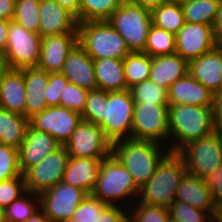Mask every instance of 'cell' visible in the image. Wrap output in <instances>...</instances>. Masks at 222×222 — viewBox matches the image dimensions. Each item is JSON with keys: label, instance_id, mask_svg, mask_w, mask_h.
<instances>
[{"label": "cell", "instance_id": "f6af8a7d", "mask_svg": "<svg viewBox=\"0 0 222 222\" xmlns=\"http://www.w3.org/2000/svg\"><path fill=\"white\" fill-rule=\"evenodd\" d=\"M96 222H129V209L117 205H107L102 213H98Z\"/></svg>", "mask_w": 222, "mask_h": 222}, {"label": "cell", "instance_id": "ffe728a7", "mask_svg": "<svg viewBox=\"0 0 222 222\" xmlns=\"http://www.w3.org/2000/svg\"><path fill=\"white\" fill-rule=\"evenodd\" d=\"M189 74L211 92H219L222 88V46L189 62Z\"/></svg>", "mask_w": 222, "mask_h": 222}, {"label": "cell", "instance_id": "9f6ffc18", "mask_svg": "<svg viewBox=\"0 0 222 222\" xmlns=\"http://www.w3.org/2000/svg\"><path fill=\"white\" fill-rule=\"evenodd\" d=\"M214 222H222V204L216 207Z\"/></svg>", "mask_w": 222, "mask_h": 222}, {"label": "cell", "instance_id": "1f68e13d", "mask_svg": "<svg viewBox=\"0 0 222 222\" xmlns=\"http://www.w3.org/2000/svg\"><path fill=\"white\" fill-rule=\"evenodd\" d=\"M127 0H80V23L108 21Z\"/></svg>", "mask_w": 222, "mask_h": 222}, {"label": "cell", "instance_id": "94428289", "mask_svg": "<svg viewBox=\"0 0 222 222\" xmlns=\"http://www.w3.org/2000/svg\"><path fill=\"white\" fill-rule=\"evenodd\" d=\"M63 222H76V221H73V220L71 219V220H66V221H63Z\"/></svg>", "mask_w": 222, "mask_h": 222}, {"label": "cell", "instance_id": "db71d44e", "mask_svg": "<svg viewBox=\"0 0 222 222\" xmlns=\"http://www.w3.org/2000/svg\"><path fill=\"white\" fill-rule=\"evenodd\" d=\"M25 222H50V219L41 210H39Z\"/></svg>", "mask_w": 222, "mask_h": 222}, {"label": "cell", "instance_id": "7bdbcfd3", "mask_svg": "<svg viewBox=\"0 0 222 222\" xmlns=\"http://www.w3.org/2000/svg\"><path fill=\"white\" fill-rule=\"evenodd\" d=\"M103 90H92L88 92L86 105L81 113L82 120L102 125Z\"/></svg>", "mask_w": 222, "mask_h": 222}, {"label": "cell", "instance_id": "7c38bea8", "mask_svg": "<svg viewBox=\"0 0 222 222\" xmlns=\"http://www.w3.org/2000/svg\"><path fill=\"white\" fill-rule=\"evenodd\" d=\"M86 196L87 193L84 190L62 181L39 194L40 210L50 219V222L71 220Z\"/></svg>", "mask_w": 222, "mask_h": 222}, {"label": "cell", "instance_id": "d590c367", "mask_svg": "<svg viewBox=\"0 0 222 222\" xmlns=\"http://www.w3.org/2000/svg\"><path fill=\"white\" fill-rule=\"evenodd\" d=\"M39 6L40 0H16L13 20L27 31L38 34Z\"/></svg>", "mask_w": 222, "mask_h": 222}, {"label": "cell", "instance_id": "277c9868", "mask_svg": "<svg viewBox=\"0 0 222 222\" xmlns=\"http://www.w3.org/2000/svg\"><path fill=\"white\" fill-rule=\"evenodd\" d=\"M187 173L183 159L177 152H168L158 163L155 173L140 188L138 201L169 208L175 201L176 190Z\"/></svg>", "mask_w": 222, "mask_h": 222}, {"label": "cell", "instance_id": "5b68a950", "mask_svg": "<svg viewBox=\"0 0 222 222\" xmlns=\"http://www.w3.org/2000/svg\"><path fill=\"white\" fill-rule=\"evenodd\" d=\"M78 43L93 59H124L129 53L125 40L108 21L78 23Z\"/></svg>", "mask_w": 222, "mask_h": 222}, {"label": "cell", "instance_id": "ba28073f", "mask_svg": "<svg viewBox=\"0 0 222 222\" xmlns=\"http://www.w3.org/2000/svg\"><path fill=\"white\" fill-rule=\"evenodd\" d=\"M177 153L187 173L207 180L222 164V136L216 132L188 142Z\"/></svg>", "mask_w": 222, "mask_h": 222}, {"label": "cell", "instance_id": "4fadbf2b", "mask_svg": "<svg viewBox=\"0 0 222 222\" xmlns=\"http://www.w3.org/2000/svg\"><path fill=\"white\" fill-rule=\"evenodd\" d=\"M69 158L66 147L62 145L38 165L31 167L24 174L26 191L39 195L62 182Z\"/></svg>", "mask_w": 222, "mask_h": 222}, {"label": "cell", "instance_id": "f5cc1de1", "mask_svg": "<svg viewBox=\"0 0 222 222\" xmlns=\"http://www.w3.org/2000/svg\"><path fill=\"white\" fill-rule=\"evenodd\" d=\"M129 1L134 4L140 5L144 8H147L149 10H152L155 7H159L169 2V0H129Z\"/></svg>", "mask_w": 222, "mask_h": 222}, {"label": "cell", "instance_id": "8d00e7d4", "mask_svg": "<svg viewBox=\"0 0 222 222\" xmlns=\"http://www.w3.org/2000/svg\"><path fill=\"white\" fill-rule=\"evenodd\" d=\"M169 219L168 208L153 206L135 201L129 207V222H167Z\"/></svg>", "mask_w": 222, "mask_h": 222}, {"label": "cell", "instance_id": "2e32d148", "mask_svg": "<svg viewBox=\"0 0 222 222\" xmlns=\"http://www.w3.org/2000/svg\"><path fill=\"white\" fill-rule=\"evenodd\" d=\"M62 145L46 132L28 125L23 144L19 148V167L24 175L31 167L38 165L50 153Z\"/></svg>", "mask_w": 222, "mask_h": 222}, {"label": "cell", "instance_id": "ee69618b", "mask_svg": "<svg viewBox=\"0 0 222 222\" xmlns=\"http://www.w3.org/2000/svg\"><path fill=\"white\" fill-rule=\"evenodd\" d=\"M69 80L61 73H49L48 86L45 90L47 107L59 106L61 93Z\"/></svg>", "mask_w": 222, "mask_h": 222}, {"label": "cell", "instance_id": "b9f144b4", "mask_svg": "<svg viewBox=\"0 0 222 222\" xmlns=\"http://www.w3.org/2000/svg\"><path fill=\"white\" fill-rule=\"evenodd\" d=\"M26 192L24 175L0 182V208L5 209Z\"/></svg>", "mask_w": 222, "mask_h": 222}, {"label": "cell", "instance_id": "e575fe53", "mask_svg": "<svg viewBox=\"0 0 222 222\" xmlns=\"http://www.w3.org/2000/svg\"><path fill=\"white\" fill-rule=\"evenodd\" d=\"M144 53L150 57L175 53V35L152 24L148 32Z\"/></svg>", "mask_w": 222, "mask_h": 222}, {"label": "cell", "instance_id": "5bb4252c", "mask_svg": "<svg viewBox=\"0 0 222 222\" xmlns=\"http://www.w3.org/2000/svg\"><path fill=\"white\" fill-rule=\"evenodd\" d=\"M82 115L74 110L61 106L47 107L44 111L29 119V125L43 131L64 145L76 130Z\"/></svg>", "mask_w": 222, "mask_h": 222}, {"label": "cell", "instance_id": "836d02e7", "mask_svg": "<svg viewBox=\"0 0 222 222\" xmlns=\"http://www.w3.org/2000/svg\"><path fill=\"white\" fill-rule=\"evenodd\" d=\"M135 104H164L169 106L168 90L147 79L129 88Z\"/></svg>", "mask_w": 222, "mask_h": 222}, {"label": "cell", "instance_id": "91938a15", "mask_svg": "<svg viewBox=\"0 0 222 222\" xmlns=\"http://www.w3.org/2000/svg\"><path fill=\"white\" fill-rule=\"evenodd\" d=\"M167 222H177V221H175V220H173V219H171V218L169 217V219L167 220Z\"/></svg>", "mask_w": 222, "mask_h": 222}, {"label": "cell", "instance_id": "d6a6232c", "mask_svg": "<svg viewBox=\"0 0 222 222\" xmlns=\"http://www.w3.org/2000/svg\"><path fill=\"white\" fill-rule=\"evenodd\" d=\"M40 210V198L38 194L26 191L18 199L14 200L4 210L5 222H25Z\"/></svg>", "mask_w": 222, "mask_h": 222}, {"label": "cell", "instance_id": "7a4b0ae2", "mask_svg": "<svg viewBox=\"0 0 222 222\" xmlns=\"http://www.w3.org/2000/svg\"><path fill=\"white\" fill-rule=\"evenodd\" d=\"M168 128L169 151L177 152L188 142L215 132L212 123V109L187 104H169Z\"/></svg>", "mask_w": 222, "mask_h": 222}, {"label": "cell", "instance_id": "ab89813d", "mask_svg": "<svg viewBox=\"0 0 222 222\" xmlns=\"http://www.w3.org/2000/svg\"><path fill=\"white\" fill-rule=\"evenodd\" d=\"M88 92L89 91L68 82L61 93L59 106L77 111L81 114L86 105Z\"/></svg>", "mask_w": 222, "mask_h": 222}, {"label": "cell", "instance_id": "52a82bcc", "mask_svg": "<svg viewBox=\"0 0 222 222\" xmlns=\"http://www.w3.org/2000/svg\"><path fill=\"white\" fill-rule=\"evenodd\" d=\"M135 102L130 91L103 90L102 125L105 136L113 143L131 138Z\"/></svg>", "mask_w": 222, "mask_h": 222}, {"label": "cell", "instance_id": "cb8c5ba5", "mask_svg": "<svg viewBox=\"0 0 222 222\" xmlns=\"http://www.w3.org/2000/svg\"><path fill=\"white\" fill-rule=\"evenodd\" d=\"M102 160L70 157L62 181L91 194L96 185Z\"/></svg>", "mask_w": 222, "mask_h": 222}, {"label": "cell", "instance_id": "3957f363", "mask_svg": "<svg viewBox=\"0 0 222 222\" xmlns=\"http://www.w3.org/2000/svg\"><path fill=\"white\" fill-rule=\"evenodd\" d=\"M131 174L113 154L102 160L92 195L107 205L128 208L139 197Z\"/></svg>", "mask_w": 222, "mask_h": 222}, {"label": "cell", "instance_id": "f907efd6", "mask_svg": "<svg viewBox=\"0 0 222 222\" xmlns=\"http://www.w3.org/2000/svg\"><path fill=\"white\" fill-rule=\"evenodd\" d=\"M213 31L217 45L222 46V2L217 17L213 23Z\"/></svg>", "mask_w": 222, "mask_h": 222}, {"label": "cell", "instance_id": "8992f818", "mask_svg": "<svg viewBox=\"0 0 222 222\" xmlns=\"http://www.w3.org/2000/svg\"><path fill=\"white\" fill-rule=\"evenodd\" d=\"M108 22L125 40L130 52H144L152 25L151 10L127 0L112 13Z\"/></svg>", "mask_w": 222, "mask_h": 222}, {"label": "cell", "instance_id": "484cf974", "mask_svg": "<svg viewBox=\"0 0 222 222\" xmlns=\"http://www.w3.org/2000/svg\"><path fill=\"white\" fill-rule=\"evenodd\" d=\"M188 68L189 63L176 53L151 57L149 79L168 90L188 73Z\"/></svg>", "mask_w": 222, "mask_h": 222}, {"label": "cell", "instance_id": "c3c4849f", "mask_svg": "<svg viewBox=\"0 0 222 222\" xmlns=\"http://www.w3.org/2000/svg\"><path fill=\"white\" fill-rule=\"evenodd\" d=\"M16 0H0V19L13 20Z\"/></svg>", "mask_w": 222, "mask_h": 222}, {"label": "cell", "instance_id": "4316f807", "mask_svg": "<svg viewBox=\"0 0 222 222\" xmlns=\"http://www.w3.org/2000/svg\"><path fill=\"white\" fill-rule=\"evenodd\" d=\"M97 89L107 92L127 90L123 59L102 58L93 60Z\"/></svg>", "mask_w": 222, "mask_h": 222}, {"label": "cell", "instance_id": "ac0fdd59", "mask_svg": "<svg viewBox=\"0 0 222 222\" xmlns=\"http://www.w3.org/2000/svg\"><path fill=\"white\" fill-rule=\"evenodd\" d=\"M62 33H78L76 17L55 0H40L38 34L42 38Z\"/></svg>", "mask_w": 222, "mask_h": 222}, {"label": "cell", "instance_id": "4dcf8cb0", "mask_svg": "<svg viewBox=\"0 0 222 222\" xmlns=\"http://www.w3.org/2000/svg\"><path fill=\"white\" fill-rule=\"evenodd\" d=\"M127 89L150 77L151 57L144 52H130L123 59Z\"/></svg>", "mask_w": 222, "mask_h": 222}, {"label": "cell", "instance_id": "f1b7e54d", "mask_svg": "<svg viewBox=\"0 0 222 222\" xmlns=\"http://www.w3.org/2000/svg\"><path fill=\"white\" fill-rule=\"evenodd\" d=\"M221 2V0H189L181 5L185 22L213 26Z\"/></svg>", "mask_w": 222, "mask_h": 222}, {"label": "cell", "instance_id": "9c48e42d", "mask_svg": "<svg viewBox=\"0 0 222 222\" xmlns=\"http://www.w3.org/2000/svg\"><path fill=\"white\" fill-rule=\"evenodd\" d=\"M168 109L164 104H135L131 138L154 141L169 149Z\"/></svg>", "mask_w": 222, "mask_h": 222}, {"label": "cell", "instance_id": "d4e9b609", "mask_svg": "<svg viewBox=\"0 0 222 222\" xmlns=\"http://www.w3.org/2000/svg\"><path fill=\"white\" fill-rule=\"evenodd\" d=\"M25 104L23 70L9 69L0 81V107L25 116Z\"/></svg>", "mask_w": 222, "mask_h": 222}, {"label": "cell", "instance_id": "11a10c76", "mask_svg": "<svg viewBox=\"0 0 222 222\" xmlns=\"http://www.w3.org/2000/svg\"><path fill=\"white\" fill-rule=\"evenodd\" d=\"M9 70L4 52L0 51V81L4 74Z\"/></svg>", "mask_w": 222, "mask_h": 222}, {"label": "cell", "instance_id": "680465c9", "mask_svg": "<svg viewBox=\"0 0 222 222\" xmlns=\"http://www.w3.org/2000/svg\"><path fill=\"white\" fill-rule=\"evenodd\" d=\"M0 222H5V221H4L3 209H1V208H0Z\"/></svg>", "mask_w": 222, "mask_h": 222}, {"label": "cell", "instance_id": "603a6c76", "mask_svg": "<svg viewBox=\"0 0 222 222\" xmlns=\"http://www.w3.org/2000/svg\"><path fill=\"white\" fill-rule=\"evenodd\" d=\"M22 70L26 91L25 117L29 120L47 108L44 94L49 73L38 67H26Z\"/></svg>", "mask_w": 222, "mask_h": 222}, {"label": "cell", "instance_id": "7dc6e473", "mask_svg": "<svg viewBox=\"0 0 222 222\" xmlns=\"http://www.w3.org/2000/svg\"><path fill=\"white\" fill-rule=\"evenodd\" d=\"M212 123L214 131L222 134V91L213 93Z\"/></svg>", "mask_w": 222, "mask_h": 222}, {"label": "cell", "instance_id": "8fae6325", "mask_svg": "<svg viewBox=\"0 0 222 222\" xmlns=\"http://www.w3.org/2000/svg\"><path fill=\"white\" fill-rule=\"evenodd\" d=\"M70 157L105 159L112 154V142L100 126L81 120L64 144Z\"/></svg>", "mask_w": 222, "mask_h": 222}, {"label": "cell", "instance_id": "bcb514c9", "mask_svg": "<svg viewBox=\"0 0 222 222\" xmlns=\"http://www.w3.org/2000/svg\"><path fill=\"white\" fill-rule=\"evenodd\" d=\"M215 207L222 204V164L206 180Z\"/></svg>", "mask_w": 222, "mask_h": 222}, {"label": "cell", "instance_id": "f35d334b", "mask_svg": "<svg viewBox=\"0 0 222 222\" xmlns=\"http://www.w3.org/2000/svg\"><path fill=\"white\" fill-rule=\"evenodd\" d=\"M21 175L19 150L0 143V182Z\"/></svg>", "mask_w": 222, "mask_h": 222}, {"label": "cell", "instance_id": "9a60e30c", "mask_svg": "<svg viewBox=\"0 0 222 222\" xmlns=\"http://www.w3.org/2000/svg\"><path fill=\"white\" fill-rule=\"evenodd\" d=\"M216 46L212 25L185 22L175 35V53L188 63Z\"/></svg>", "mask_w": 222, "mask_h": 222}, {"label": "cell", "instance_id": "6da1fadb", "mask_svg": "<svg viewBox=\"0 0 222 222\" xmlns=\"http://www.w3.org/2000/svg\"><path fill=\"white\" fill-rule=\"evenodd\" d=\"M168 152L166 146L149 140L128 138L112 143V154L131 174L139 189L153 176Z\"/></svg>", "mask_w": 222, "mask_h": 222}, {"label": "cell", "instance_id": "e0dca14e", "mask_svg": "<svg viewBox=\"0 0 222 222\" xmlns=\"http://www.w3.org/2000/svg\"><path fill=\"white\" fill-rule=\"evenodd\" d=\"M77 43L78 33H62L42 37L37 67L48 73L61 72L67 55Z\"/></svg>", "mask_w": 222, "mask_h": 222}, {"label": "cell", "instance_id": "f546056e", "mask_svg": "<svg viewBox=\"0 0 222 222\" xmlns=\"http://www.w3.org/2000/svg\"><path fill=\"white\" fill-rule=\"evenodd\" d=\"M152 24L174 35L185 24L182 6L166 3L151 10Z\"/></svg>", "mask_w": 222, "mask_h": 222}, {"label": "cell", "instance_id": "74e56055", "mask_svg": "<svg viewBox=\"0 0 222 222\" xmlns=\"http://www.w3.org/2000/svg\"><path fill=\"white\" fill-rule=\"evenodd\" d=\"M168 211L169 217L177 222H214V218L208 212L179 201H174Z\"/></svg>", "mask_w": 222, "mask_h": 222}, {"label": "cell", "instance_id": "6f0895ef", "mask_svg": "<svg viewBox=\"0 0 222 222\" xmlns=\"http://www.w3.org/2000/svg\"><path fill=\"white\" fill-rule=\"evenodd\" d=\"M189 0H169V3H173V4H179L182 5L186 2H188Z\"/></svg>", "mask_w": 222, "mask_h": 222}, {"label": "cell", "instance_id": "44dd1931", "mask_svg": "<svg viewBox=\"0 0 222 222\" xmlns=\"http://www.w3.org/2000/svg\"><path fill=\"white\" fill-rule=\"evenodd\" d=\"M175 201L188 204L195 209L208 212L213 218L216 207L206 180L186 173L176 190Z\"/></svg>", "mask_w": 222, "mask_h": 222}, {"label": "cell", "instance_id": "7402d4cb", "mask_svg": "<svg viewBox=\"0 0 222 222\" xmlns=\"http://www.w3.org/2000/svg\"><path fill=\"white\" fill-rule=\"evenodd\" d=\"M169 104L211 107L213 92L195 80L189 72L168 89Z\"/></svg>", "mask_w": 222, "mask_h": 222}, {"label": "cell", "instance_id": "30bf717a", "mask_svg": "<svg viewBox=\"0 0 222 222\" xmlns=\"http://www.w3.org/2000/svg\"><path fill=\"white\" fill-rule=\"evenodd\" d=\"M8 41L4 51L9 69L37 67L40 59L41 37L27 31L14 20L8 21Z\"/></svg>", "mask_w": 222, "mask_h": 222}, {"label": "cell", "instance_id": "83f0119b", "mask_svg": "<svg viewBox=\"0 0 222 222\" xmlns=\"http://www.w3.org/2000/svg\"><path fill=\"white\" fill-rule=\"evenodd\" d=\"M29 120L21 114L0 107V143L19 150L23 144Z\"/></svg>", "mask_w": 222, "mask_h": 222}, {"label": "cell", "instance_id": "681fc988", "mask_svg": "<svg viewBox=\"0 0 222 222\" xmlns=\"http://www.w3.org/2000/svg\"><path fill=\"white\" fill-rule=\"evenodd\" d=\"M64 9L72 13L80 23V0H55Z\"/></svg>", "mask_w": 222, "mask_h": 222}, {"label": "cell", "instance_id": "60d3db41", "mask_svg": "<svg viewBox=\"0 0 222 222\" xmlns=\"http://www.w3.org/2000/svg\"><path fill=\"white\" fill-rule=\"evenodd\" d=\"M106 206V203L101 202L92 194H87L79 204L72 220L76 222H96L98 213H102Z\"/></svg>", "mask_w": 222, "mask_h": 222}, {"label": "cell", "instance_id": "d6986e66", "mask_svg": "<svg viewBox=\"0 0 222 222\" xmlns=\"http://www.w3.org/2000/svg\"><path fill=\"white\" fill-rule=\"evenodd\" d=\"M61 73L69 82L87 91L97 89L93 59L77 43L67 55Z\"/></svg>", "mask_w": 222, "mask_h": 222}, {"label": "cell", "instance_id": "816d5d0a", "mask_svg": "<svg viewBox=\"0 0 222 222\" xmlns=\"http://www.w3.org/2000/svg\"><path fill=\"white\" fill-rule=\"evenodd\" d=\"M8 20L0 19V51L4 52L8 41Z\"/></svg>", "mask_w": 222, "mask_h": 222}]
</instances>
